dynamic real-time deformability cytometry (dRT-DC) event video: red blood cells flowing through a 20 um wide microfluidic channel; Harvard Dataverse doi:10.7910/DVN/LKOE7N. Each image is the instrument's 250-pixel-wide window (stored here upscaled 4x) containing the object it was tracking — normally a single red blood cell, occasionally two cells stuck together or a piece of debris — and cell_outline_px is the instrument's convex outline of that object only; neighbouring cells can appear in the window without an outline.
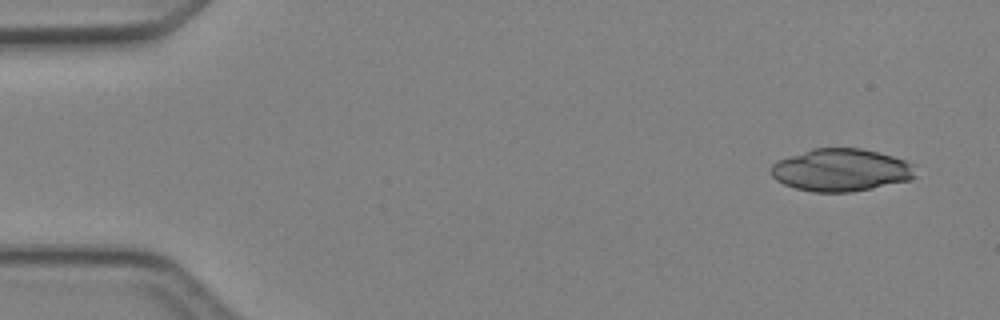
{"species": "Egyptian fruit bat (a non-hibernating species)", "species_latin": "Rousettus aegyptiacus", "temperature_condition": "cold", "stored_images_in_passage": 3, "camera_frame_rate_fps": 3000, "um_per_image_px": 0.085, "animal": {"sex": "female"}, "frame": {"image": 1, "passage_image": 1, "time_ms": 0.0, "image_size_px": [1000, 320], "cell_outline_px": [[916, 176], [912, 180], [852, 192], [812, 192], [796, 188], [784, 184], [776, 180], [772, 176], [772, 164], [780, 160], [812, 148], [860, 148], [892, 156], [916, 164]], "centroid_in_image_um": [71.54, 14.46], "position_along_channel_um": 13.5, "area_um2": 35.84}}